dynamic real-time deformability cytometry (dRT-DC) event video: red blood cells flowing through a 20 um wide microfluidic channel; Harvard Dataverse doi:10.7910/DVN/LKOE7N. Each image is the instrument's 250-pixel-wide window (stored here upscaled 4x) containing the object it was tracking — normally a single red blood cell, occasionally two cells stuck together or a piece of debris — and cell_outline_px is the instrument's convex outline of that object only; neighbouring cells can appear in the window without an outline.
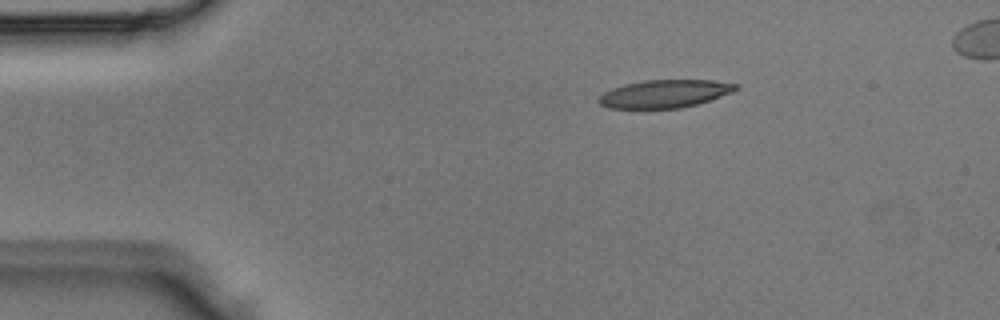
{"species": "Egyptian fruit bat (a non-hibernating species)", "species_latin": "Rousettus aegyptiacus", "temperature_condition": "room temperature", "stored_images_in_passage": 3, "segment_of_instrument_passage": [1, 2], "camera_frame_rate_fps": 3000, "um_per_image_px": 0.085, "animal": {"sex": "male"}, "frame": {"image": 1, "passage_image": 1, "time_ms": 0.0, "image_size_px": [1000, 320], "cell_outline_px": [[736, 88], [732, 92], [696, 104], [680, 108], [608, 108], [600, 104], [596, 100], [604, 92], [612, 88], [624, 84], [644, 80], [716, 80], [736, 84]], "centroid_in_image_um": [56.44, 7.96], "position_along_channel_um": 28.6, "area_um2": 22.08}}